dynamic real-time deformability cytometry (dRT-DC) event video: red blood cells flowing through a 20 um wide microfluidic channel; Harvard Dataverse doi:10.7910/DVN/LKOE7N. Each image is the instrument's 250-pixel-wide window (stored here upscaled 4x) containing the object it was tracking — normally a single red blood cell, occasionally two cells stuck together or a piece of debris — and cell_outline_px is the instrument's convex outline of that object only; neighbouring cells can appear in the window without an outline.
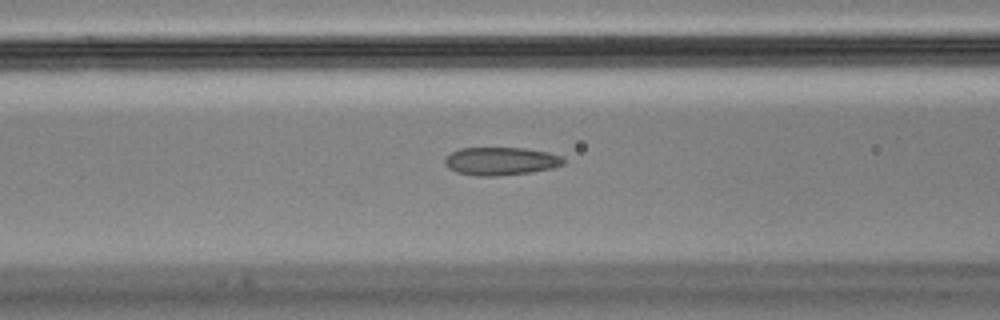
{"species": "Egyptian fruit bat (a non-hibernating species)", "species_latin": "Rousettus aegyptiacus", "temperature_condition": "cold", "stored_images_in_passage": 8, "camera_frame_rate_fps": 3000, "um_per_image_px": 0.085, "animal": {"sex": "male"}, "frame": {"image": 1, "passage_image": 6, "time_ms": 1.667, "image_size_px": [1000, 320], "cell_outline_px": [[564, 164], [552, 168], [532, 172], [496, 176], [476, 176], [456, 172], [448, 168], [444, 164], [444, 160], [452, 152], [460, 148], [524, 148], [548, 152], [564, 156]], "centroid_in_image_um": [42.58, 13.7], "position_along_channel_um": 124.0, "area_um2": 19.48}}